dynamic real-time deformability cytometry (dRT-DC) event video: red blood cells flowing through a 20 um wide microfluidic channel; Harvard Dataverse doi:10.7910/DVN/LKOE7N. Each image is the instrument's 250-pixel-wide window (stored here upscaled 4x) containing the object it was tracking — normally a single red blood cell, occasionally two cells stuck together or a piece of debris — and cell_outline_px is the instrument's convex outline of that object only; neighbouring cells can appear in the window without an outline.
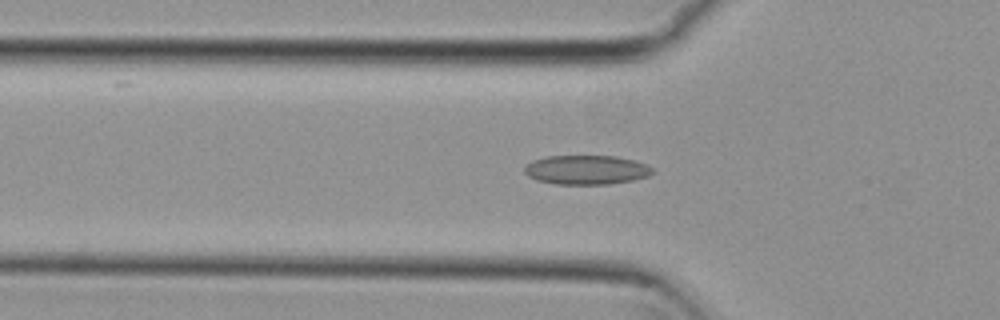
{"species": "common noctule bat (a hibernating species)", "species_latin": "Nyctalus noctula", "temperature_condition": "cold", "stored_images_in_passage": 55, "camera_frame_rate_fps": 3000, "um_per_image_px": 0.085, "animal": {"sex": "female", "body_mass_g": 29.2, "forearm_length_mm": 56.3}, "frame": {"image": 1, "passage_image": 18, "time_ms": 5.667, "image_size_px": [1000, 320], "cell_outline_px": [[652, 172], [648, 176], [632, 180], [608, 184], [556, 184], [536, 180], [528, 176], [524, 172], [524, 164], [532, 160], [544, 156], [616, 156], [632, 160], [644, 164], [652, 168]], "centroid_in_image_um": [49.76, 14.43], "position_along_channel_um": 76.0, "area_um2": 21.79}}
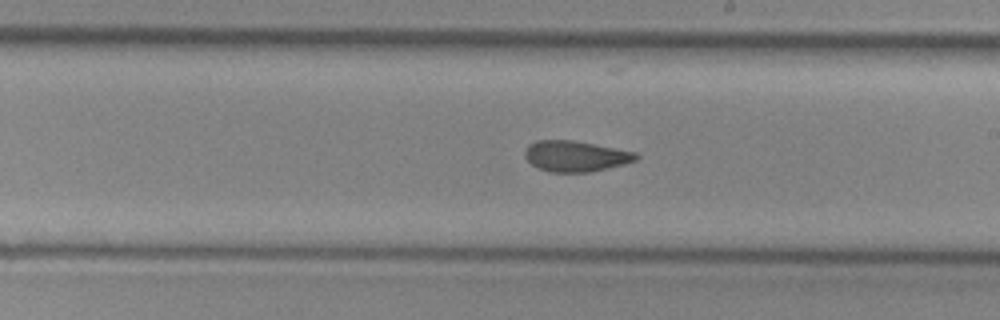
{"frame": {"image": 2, "passage_image": 31, "time_ms": 10.0, "image_size_px": [1000, 320], "cell_outline_px": [[640, 156], [636, 160], [624, 164], [592, 172], [548, 172], [532, 164], [524, 156], [524, 152], [528, 144], [536, 140], [572, 140], [636, 152]], "centroid_in_image_um": [48.92, 13.27], "position_along_channel_um": 240.1, "area_um2": 19.94}}
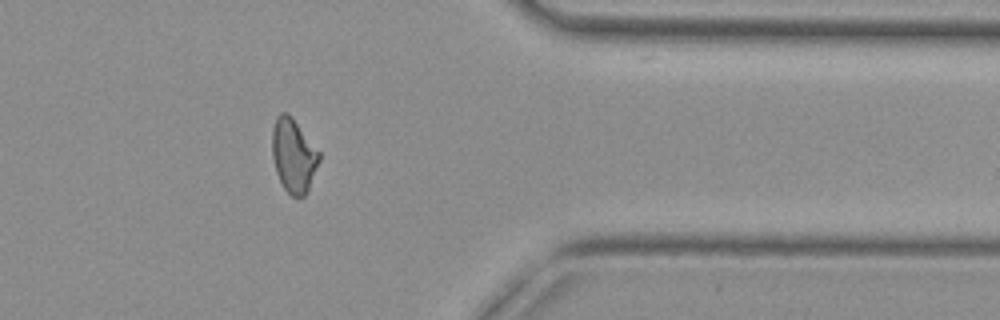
{"frame": {"image": 3, "passage_image": 44, "time_ms": 14.333, "image_size_px": [1000, 320], "cell_outline_px": [[320, 160], [308, 192], [304, 196], [292, 196], [284, 188], [276, 172], [272, 156], [272, 128], [276, 116], [280, 112], [288, 112], [292, 116], [320, 152]], "centroid_in_image_um": [24.95, 13.19], "position_along_channel_um": 386.4, "area_um2": 20.4}, "authors_computed_cell_mechanics": {"area_um2": 20.808, "velocity_mm_per_s": 3.777, "shape_relaxation_time_tau1_ms": null, "shape_relaxation_time_tau2_ms": 2.2407, "deformation_change_tau1": null, "deformation_change_tau2": 0.0875}}